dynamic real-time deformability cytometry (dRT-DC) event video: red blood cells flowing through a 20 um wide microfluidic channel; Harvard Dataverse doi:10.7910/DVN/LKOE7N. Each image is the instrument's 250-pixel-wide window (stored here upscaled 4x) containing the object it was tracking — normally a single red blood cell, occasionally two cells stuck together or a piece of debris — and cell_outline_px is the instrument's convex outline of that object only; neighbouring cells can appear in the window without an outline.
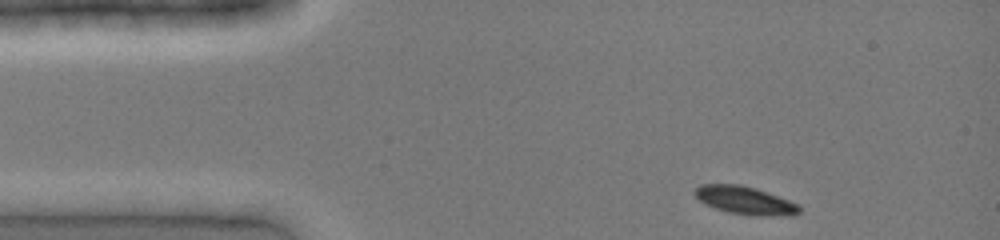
{"species": "common noctule bat (a hibernating species)", "species_latin": "Nyctalus noctula", "temperature_condition": "cold", "stored_images_in_passage": 28, "camera_frame_rate_fps": 3000, "um_per_image_px": 0.085, "animal": {"sex": "female", "body_mass_g": 19.0, "forearm_length_mm": 51.5}, "frame": {"image": 1, "passage_image": 1, "time_ms": 0.0, "image_size_px": [1000, 240], "cell_outline_px": [[800, 212], [792, 216], [756, 216], [728, 212], [704, 204], [692, 192], [700, 184], [740, 184], [756, 188], [800, 204]], "centroid_in_image_um": [63.35, 17.03], "position_along_channel_um": 21.6, "area_um2": 17.22}}
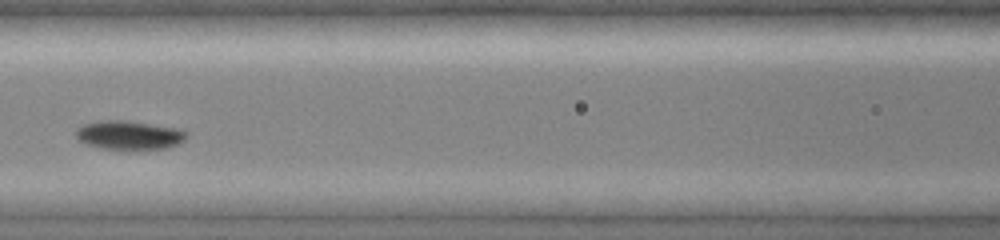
{"frame": {"image": 2, "passage_image": 14, "time_ms": 4.333, "image_size_px": [1000, 240], "cell_outline_px": [[188, 136], [184, 140], [176, 144], [164, 148], [104, 148], [88, 144], [80, 140], [76, 136], [76, 128], [84, 124], [100, 120], [124, 120], [180, 128], [188, 132]], "centroid_in_image_um": [11.0, 11.45], "position_along_channel_um": 155.6, "area_um2": 18.21}}
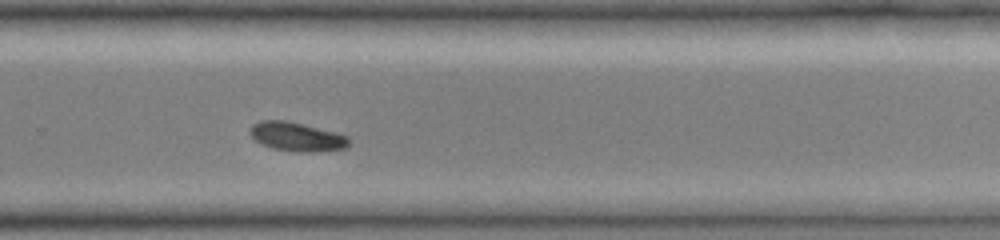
{"frame": {"image": 3, "passage_image": 24, "time_ms": 7.667, "image_size_px": [1000, 240], "cell_outline_px": [[348, 144], [344, 148], [312, 152], [300, 152], [272, 148], [260, 144], [248, 132], [252, 124], [260, 120], [284, 120], [348, 136]], "centroid_in_image_um": [25.14, 11.62], "position_along_channel_um": 304.7, "area_um2": 16.3}}